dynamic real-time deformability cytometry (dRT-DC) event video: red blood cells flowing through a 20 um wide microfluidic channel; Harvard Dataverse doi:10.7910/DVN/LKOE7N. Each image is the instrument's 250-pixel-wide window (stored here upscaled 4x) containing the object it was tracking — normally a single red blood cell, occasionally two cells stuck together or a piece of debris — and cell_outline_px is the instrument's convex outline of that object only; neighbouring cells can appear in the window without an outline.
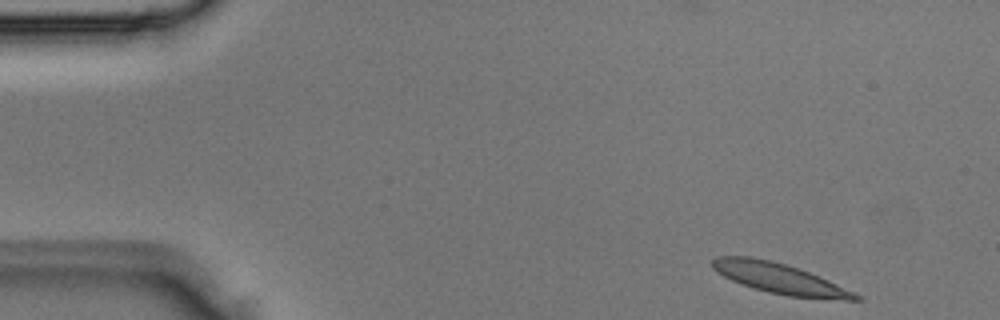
{"species": "Egyptian fruit bat (a non-hibernating species)", "species_latin": "Rousettus aegyptiacus", "temperature_condition": "room temperature", "stored_images_in_passage": 4, "camera_frame_rate_fps": 3000, "um_per_image_px": 0.085, "animal": {"sex": "male"}, "frame": {"image": 1, "passage_image": 4, "time_ms": 1.0, "image_size_px": [1000, 320], "cell_outline_px": [[864, 300], [844, 300], [788, 296], [768, 292], [752, 288], [740, 284], [716, 272], [712, 268], [712, 260], [716, 256], [752, 256], [772, 260], [820, 276], [860, 296]], "centroid_in_image_um": [66.21, 23.66], "position_along_channel_um": 18.8, "area_um2": 25.2}}